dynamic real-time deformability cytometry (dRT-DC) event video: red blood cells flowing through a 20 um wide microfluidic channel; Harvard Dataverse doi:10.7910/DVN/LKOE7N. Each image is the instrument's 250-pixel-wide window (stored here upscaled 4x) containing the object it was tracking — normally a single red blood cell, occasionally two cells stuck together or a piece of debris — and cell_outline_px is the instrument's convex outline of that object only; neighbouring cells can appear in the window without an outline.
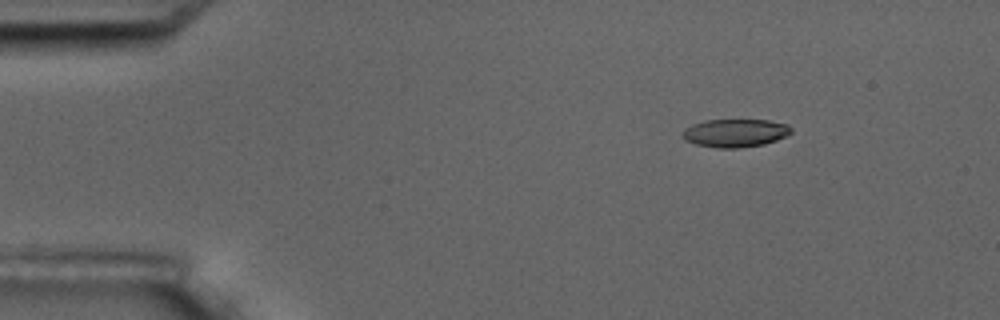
{"species": "common noctule bat (a hibernating species)", "species_latin": "Nyctalus noctula", "temperature_condition": "room temperature", "stored_images_in_passage": 5, "camera_frame_rate_fps": 3000, "um_per_image_px": 0.085, "animal": {"sex": "male", "body_mass_g": 17.5, "forearm_length_mm": 52.3}, "frame": {"image": 1, "passage_image": 1, "time_ms": 0.0, "image_size_px": [1000, 320], "cell_outline_px": [[792, 132], [776, 140], [764, 144], [736, 148], [716, 148], [696, 144], [684, 140], [680, 136], [684, 128], [692, 124], [704, 120], [768, 120], [788, 124], [792, 128]], "centroid_in_image_um": [62.45, 11.3], "position_along_channel_um": 22.6, "area_um2": 17.92}}
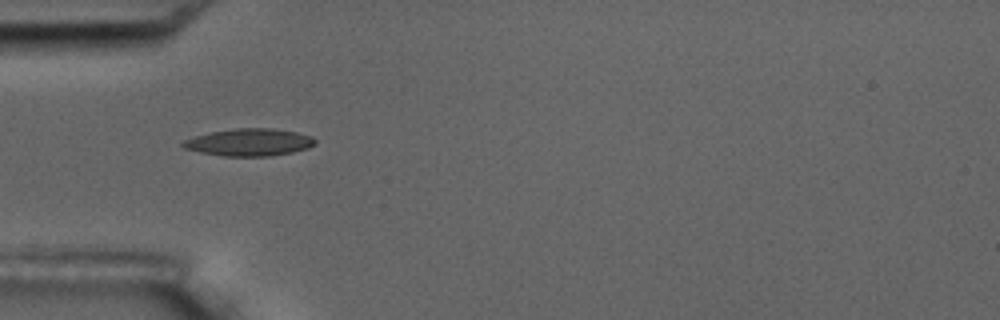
{"frame": {"image": 2, "passage_image": 4, "time_ms": 3.333, "image_size_px": [1000, 320], "cell_outline_px": [[316, 144], [308, 148], [292, 152], [272, 156], [224, 156], [200, 152], [184, 148], [180, 144], [184, 140], [192, 136], [212, 132], [236, 128], [272, 128], [296, 132], [312, 136], [316, 140]], "centroid_in_image_um": [21.19, 12.09], "position_along_channel_um": 63.8, "area_um2": 21.1}}